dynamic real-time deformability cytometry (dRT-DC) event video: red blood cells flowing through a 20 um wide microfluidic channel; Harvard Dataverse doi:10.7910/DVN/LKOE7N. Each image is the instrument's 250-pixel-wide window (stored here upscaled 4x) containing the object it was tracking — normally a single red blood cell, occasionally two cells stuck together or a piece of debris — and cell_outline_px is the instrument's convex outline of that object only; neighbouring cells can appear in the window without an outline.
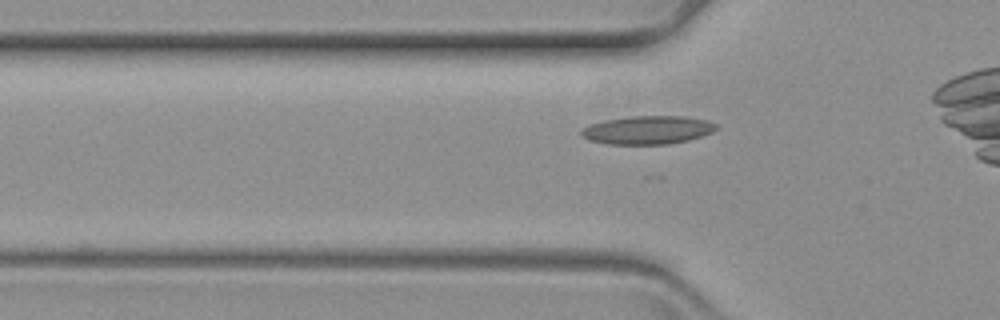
{"species": "common noctule bat (a hibernating species)", "species_latin": "Nyctalus noctula", "temperature_condition": "warm", "stored_images_in_passage": 33, "camera_frame_rate_fps": 3000, "um_per_image_px": 0.085, "animal": {"sex": "female", "body_mass_g": 19.3, "forearm_length_mm": 54.1}, "frame": {"image": 1, "passage_image": 3, "time_ms": 0.667, "image_size_px": [1000, 320], "cell_outline_px": [[716, 128], [712, 132], [688, 140], [668, 144], [608, 144], [588, 140], [580, 136], [580, 128], [588, 124], [604, 120], [632, 116], [684, 116], [704, 120], [716, 124]], "centroid_in_image_um": [54.96, 11.05], "position_along_channel_um": 70.8, "area_um2": 22.31}}
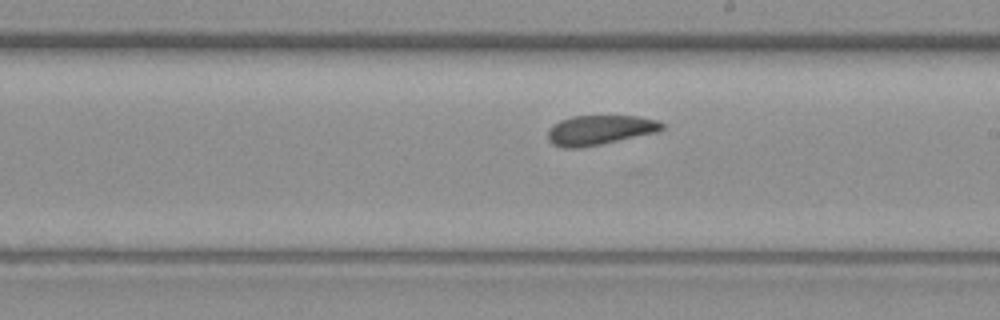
{"frame": {"image": 2, "passage_image": 18, "time_ms": 5.667, "image_size_px": [1000, 320], "cell_outline_px": [[664, 128], [656, 132], [600, 144], [580, 148], [560, 148], [552, 144], [548, 140], [548, 132], [552, 124], [560, 120], [572, 116], [636, 116], [660, 120], [664, 124]], "centroid_in_image_um": [50.95, 11.05], "position_along_channel_um": 238.0, "area_um2": 19.77}}
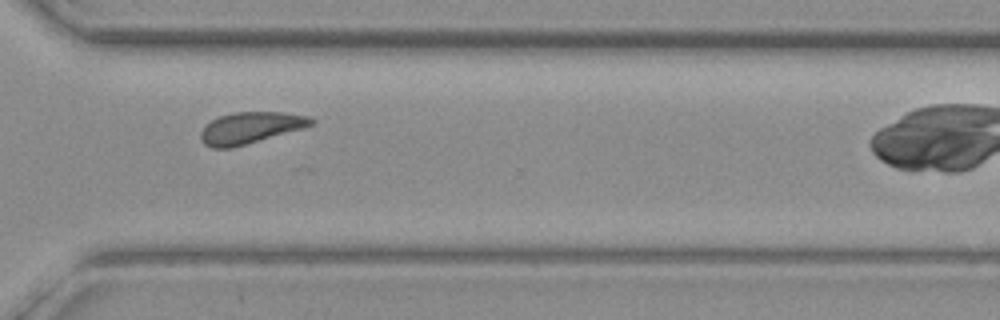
{"frame": {"image": 3, "passage_image": 28, "time_ms": 9.0, "image_size_px": [1000, 320], "cell_outline_px": [[316, 120], [312, 124], [304, 128], [232, 148], [212, 148], [204, 144], [200, 140], [200, 132], [212, 120], [220, 116], [236, 112], [284, 112], [308, 116]], "centroid_in_image_um": [21.29, 10.87], "position_along_channel_um": 349.3, "area_um2": 20.17}}